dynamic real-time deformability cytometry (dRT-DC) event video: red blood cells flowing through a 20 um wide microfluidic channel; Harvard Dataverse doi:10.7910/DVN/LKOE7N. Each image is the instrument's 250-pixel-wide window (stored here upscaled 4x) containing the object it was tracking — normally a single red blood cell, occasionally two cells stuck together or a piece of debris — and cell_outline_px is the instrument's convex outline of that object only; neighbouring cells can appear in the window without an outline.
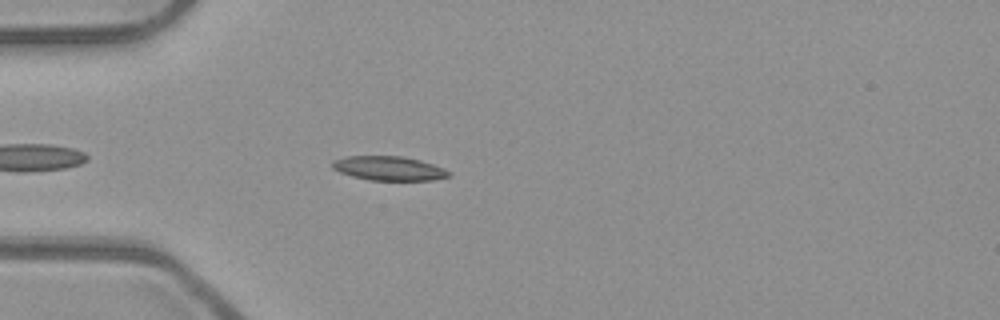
{"species": "common noctule bat (a hibernating species)", "species_latin": "Nyctalus noctula", "temperature_condition": "room temperature", "stored_images_in_passage": 24, "camera_frame_rate_fps": 3000, "um_per_image_px": 0.085, "animal": {"sex": "male", "body_mass_g": 23.1, "forearm_length_mm": 52.7}, "frame": {"image": 1, "passage_image": 5, "time_ms": 1.333, "image_size_px": [1000, 320], "cell_outline_px": [[452, 176], [432, 180], [368, 180], [352, 176], [340, 172], [332, 168], [332, 160], [344, 156], [404, 156], [420, 160], [444, 168], [452, 172]], "centroid_in_image_um": [33.06, 14.3], "position_along_channel_um": 51.9, "area_um2": 16.59}}
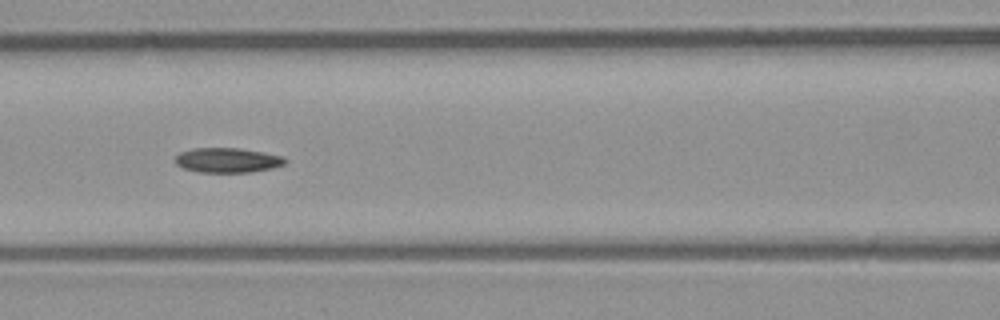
{"frame": {"image": 2, "passage_image": 13, "time_ms": 4.0, "image_size_px": [1000, 320], "cell_outline_px": [[288, 160], [284, 164], [272, 168], [248, 172], [196, 172], [184, 168], [176, 164], [172, 160], [180, 152], [192, 148], [236, 148], [284, 156]], "centroid_in_image_um": [19.29, 13.62], "position_along_channel_um": 147.3, "area_um2": 15.84}}
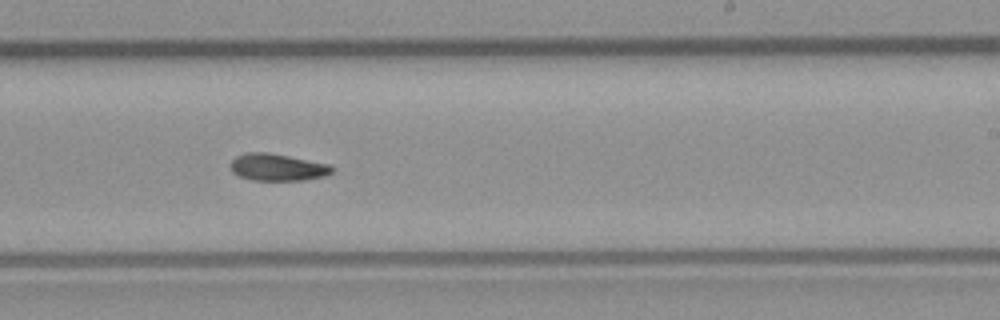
{"frame": {"image": 3, "passage_image": 22, "time_ms": 7.0, "image_size_px": [1000, 320], "cell_outline_px": [[332, 172], [324, 176], [304, 180], [252, 180], [240, 176], [232, 172], [232, 160], [236, 156], [248, 152], [268, 152], [328, 164], [332, 168]], "centroid_in_image_um": [23.56, 14.22], "position_along_channel_um": 265.4, "area_um2": 15.72}}